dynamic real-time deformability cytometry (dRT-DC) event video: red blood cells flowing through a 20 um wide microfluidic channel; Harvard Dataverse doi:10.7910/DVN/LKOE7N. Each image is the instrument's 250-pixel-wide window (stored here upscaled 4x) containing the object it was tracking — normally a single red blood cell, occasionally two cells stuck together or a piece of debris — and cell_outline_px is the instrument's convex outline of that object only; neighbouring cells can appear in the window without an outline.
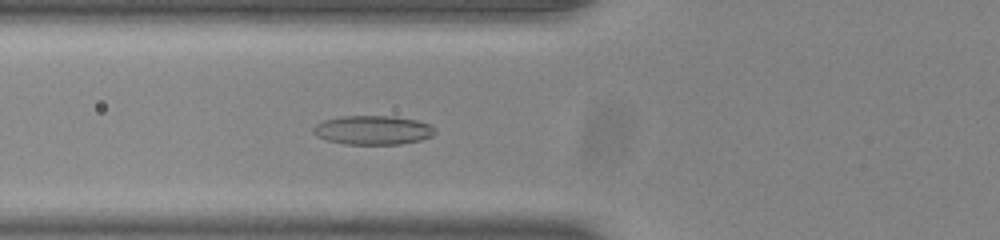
{"species": "common noctule bat (a hibernating species)", "species_latin": "Nyctalus noctula", "temperature_condition": "room temperature", "stored_images_in_passage": 32, "camera_frame_rate_fps": 3000, "um_per_image_px": 0.085, "animal": {"sex": "male", "body_mass_g": 20.0, "forearm_length_mm": 53.3}, "frame": {"image": 1, "passage_image": 8, "time_ms": 2.333, "image_size_px": [1000, 240], "cell_outline_px": [[436, 132], [432, 136], [420, 140], [400, 144], [344, 144], [328, 140], [316, 136], [312, 132], [312, 128], [316, 124], [324, 120], [340, 116], [396, 116], [416, 120], [432, 124]], "centroid_in_image_um": [31.7, 11.05], "position_along_channel_um": 94.1, "area_um2": 20.75}}
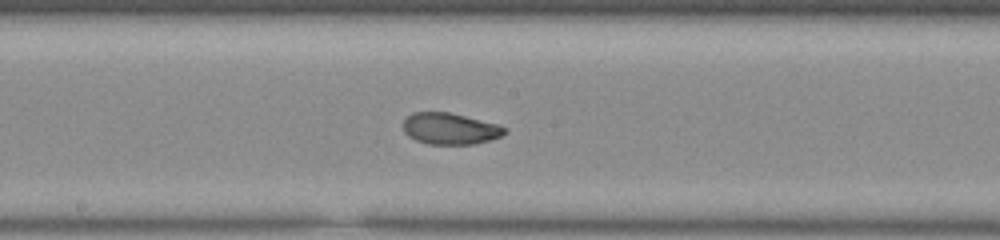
{"frame": {"image": 2, "passage_image": 17, "time_ms": 5.333, "image_size_px": [1000, 240], "cell_outline_px": [[508, 132], [504, 136], [476, 144], [428, 144], [416, 140], [408, 136], [404, 132], [404, 120], [412, 112], [448, 112], [500, 124], [508, 128]], "centroid_in_image_um": [38.32, 10.94], "position_along_channel_um": 209.9, "area_um2": 18.84}}
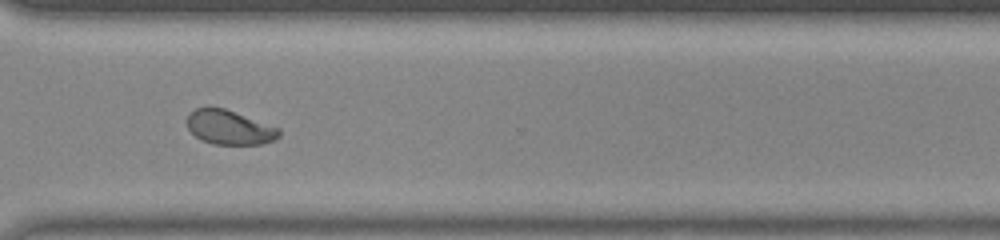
{"frame": {"image": 3, "passage_image": 28, "time_ms": 9.0, "image_size_px": [1000, 240], "cell_outline_px": [[280, 136], [276, 140], [260, 144], [212, 144], [200, 140], [188, 128], [188, 116], [196, 108], [224, 108], [280, 128]], "centroid_in_image_um": [19.54, 10.85], "position_along_channel_um": 351.1, "area_um2": 18.21}, "authors_computed_cell_mechanics": {"area_um2": 18.785, "velocity_mm_per_s": 3.8563, "shape_relaxation_time_tau1_ms": 6.0801, "shape_relaxation_time_tau2_ms": 1.3302, "deformation_change_tau1": 0.1796, "deformation_change_tau2": 0.0587}}